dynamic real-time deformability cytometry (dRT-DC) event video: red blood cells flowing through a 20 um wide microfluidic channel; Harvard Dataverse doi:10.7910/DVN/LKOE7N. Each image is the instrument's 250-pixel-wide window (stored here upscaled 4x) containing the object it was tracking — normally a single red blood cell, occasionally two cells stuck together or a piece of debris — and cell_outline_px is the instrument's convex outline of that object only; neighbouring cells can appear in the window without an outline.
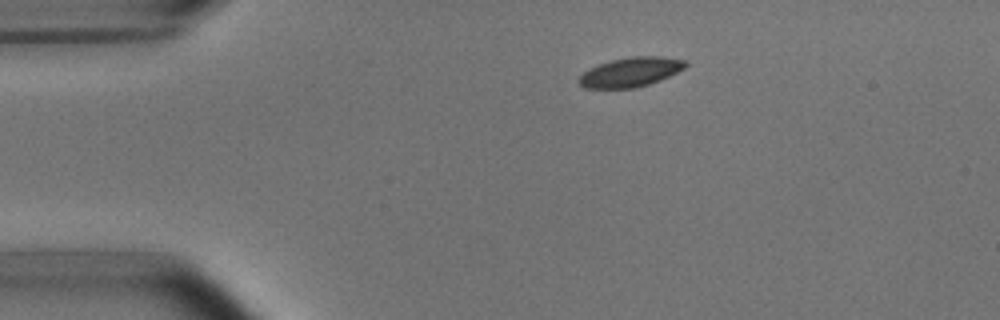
{"species": "common noctule bat (a hibernating species)", "species_latin": "Nyctalus noctula", "temperature_condition": "room temperature", "stored_images_in_passage": 6, "camera_frame_rate_fps": 3000, "um_per_image_px": 0.085, "animal": {"sex": "male", "body_mass_g": 15.6}, "frame": {"image": 1, "passage_image": 1, "time_ms": 0.0, "image_size_px": [1000, 320], "cell_outline_px": [[688, 64], [684, 68], [660, 80], [648, 84], [632, 88], [584, 88], [576, 80], [584, 72], [600, 64], [612, 60], [632, 56], [660, 56], [684, 60]], "centroid_in_image_um": [53.59, 6.13], "position_along_channel_um": 31.4, "area_um2": 17.98}}
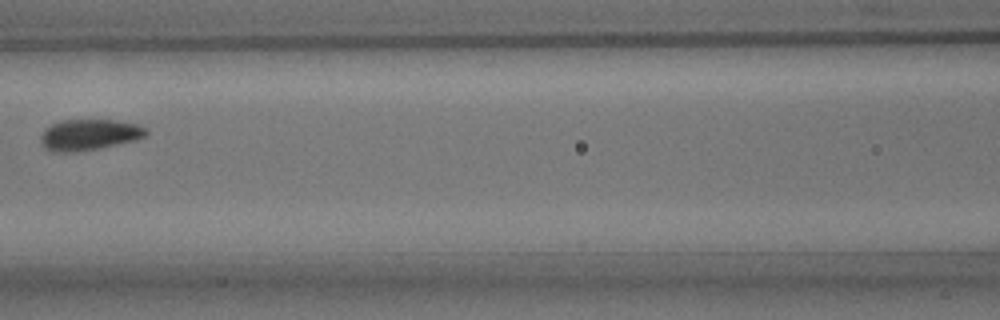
{"frame": {"image": 2, "passage_image": 5, "time_ms": 4.667, "image_size_px": [1000, 320], "cell_outline_px": [[148, 132], [144, 136], [132, 140], [100, 148], [72, 152], [56, 152], [44, 148], [40, 140], [40, 136], [44, 128], [60, 120], [116, 120], [140, 124], [148, 128]], "centroid_in_image_um": [7.56, 11.43], "position_along_channel_um": 159.0, "area_um2": 19.07}}
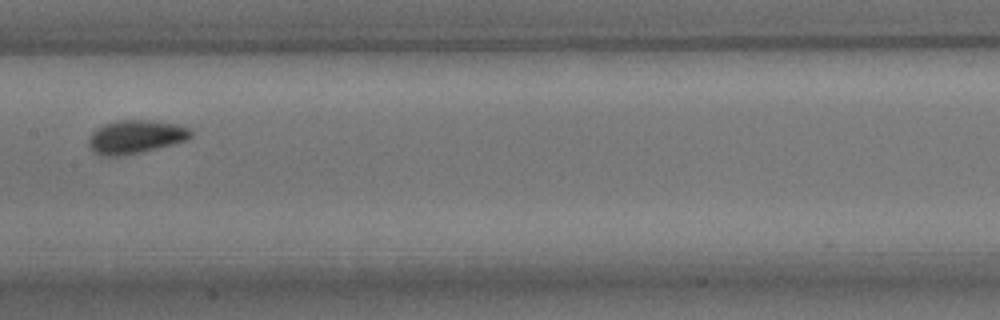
{"frame": {"image": 3, "passage_image": 6, "time_ms": 5.667, "image_size_px": [1000, 320], "cell_outline_px": [[192, 136], [184, 140], [140, 152], [124, 156], [100, 156], [92, 152], [88, 144], [88, 140], [92, 132], [96, 128], [104, 124], [116, 120], [152, 120], [176, 124], [188, 128], [192, 132]], "centroid_in_image_um": [11.44, 11.63], "position_along_channel_um": 196.0, "area_um2": 19.83}}